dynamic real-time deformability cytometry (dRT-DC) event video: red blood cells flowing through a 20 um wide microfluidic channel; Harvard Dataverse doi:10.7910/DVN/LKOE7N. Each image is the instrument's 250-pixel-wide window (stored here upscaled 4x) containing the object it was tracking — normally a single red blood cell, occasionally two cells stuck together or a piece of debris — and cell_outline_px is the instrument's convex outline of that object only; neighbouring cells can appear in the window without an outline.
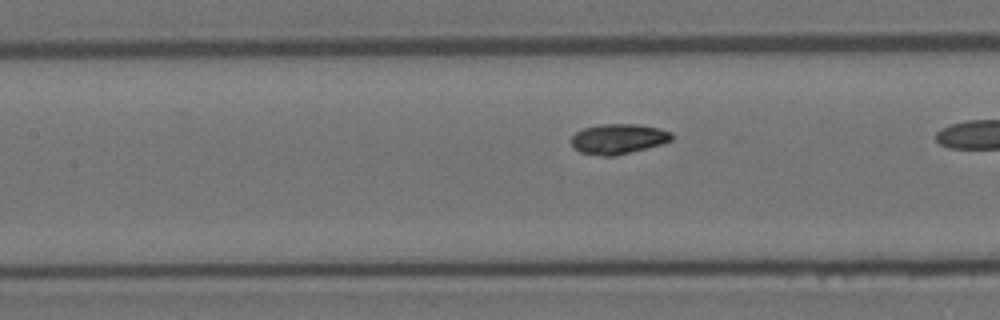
{"species": "Egyptian fruit bat (a non-hibernating species)", "species_latin": "Rousettus aegyptiacus", "temperature_condition": "room temperature", "stored_images_in_passage": 35, "camera_frame_rate_fps": 3000, "um_per_image_px": 0.085, "animal": {"sex": "female"}, "frame": {"image": 1, "passage_image": 16, "time_ms": 5.0, "image_size_px": [1000, 320], "cell_outline_px": [[672, 140], [660, 144], [616, 156], [600, 156], [580, 152], [572, 144], [572, 136], [576, 132], [584, 128], [600, 124], [636, 124], [660, 128], [672, 132]], "centroid_in_image_um": [52.56, 11.8], "position_along_channel_um": 154.8, "area_um2": 17.51}}
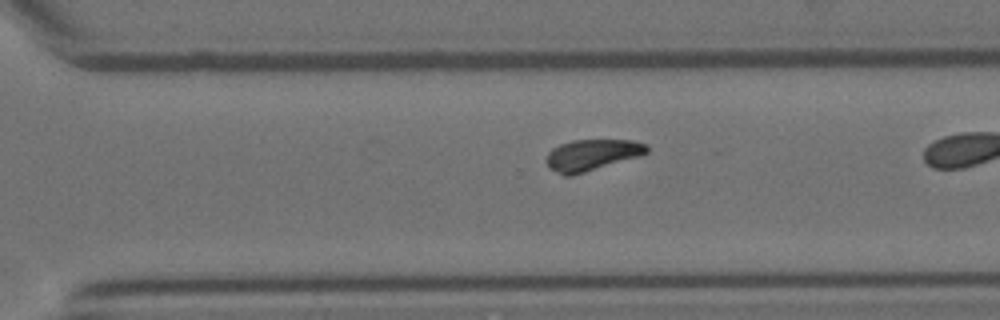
{"frame": {"image": 2, "passage_image": 30, "time_ms": 9.667, "image_size_px": [1000, 320], "cell_outline_px": [[648, 152], [640, 156], [572, 176], [564, 176], [548, 168], [544, 160], [548, 152], [552, 148], [560, 144], [572, 140], [632, 140], [648, 144]], "centroid_in_image_um": [50.28, 13.18], "position_along_channel_um": 320.3, "area_um2": 18.55}}